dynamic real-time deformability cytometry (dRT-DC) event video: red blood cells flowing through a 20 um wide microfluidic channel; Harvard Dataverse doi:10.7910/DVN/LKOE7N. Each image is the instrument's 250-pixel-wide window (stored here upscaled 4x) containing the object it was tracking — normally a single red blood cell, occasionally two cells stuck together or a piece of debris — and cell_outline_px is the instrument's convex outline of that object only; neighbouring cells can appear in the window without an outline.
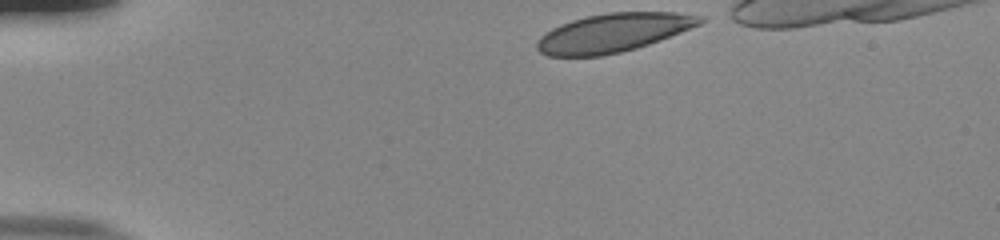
{"species": "human", "species_latin": "Homo sapiens", "temperature_condition": "room temperature", "stored_images_in_passage": 36, "camera_frame_rate_fps": 3000, "um_per_image_px": 0.085, "donor": {"sex": "male"}, "frame": {"image": 1, "passage_image": 1, "time_ms": 0.0, "image_size_px": [1000, 240], "cell_outline_px": [[708, 20], [700, 24], [660, 40], [636, 48], [620, 52], [600, 56], [548, 56], [540, 52], [536, 48], [536, 44], [540, 36], [552, 28], [560, 24], [572, 20], [588, 16], [608, 12], [676, 12], [704, 16]], "centroid_in_image_um": [52.13, 2.78], "position_along_channel_um": 32.9, "area_um2": 36.65}}
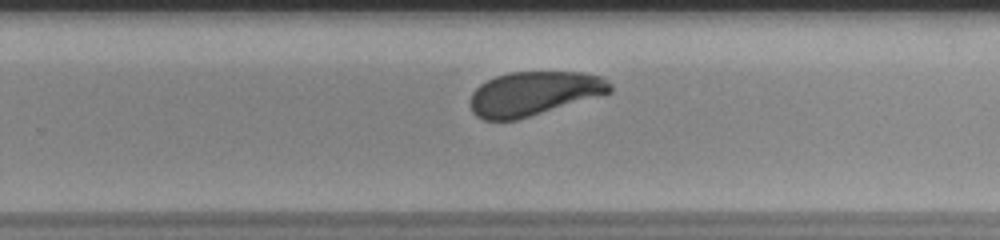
{"frame": {"image": 2, "passage_image": 26, "time_ms": 8.333, "image_size_px": [1000, 240], "cell_outline_px": [[612, 92], [516, 120], [484, 120], [476, 116], [472, 112], [472, 92], [480, 84], [496, 76], [508, 72], [584, 72], [600, 76], [612, 84]], "centroid_in_image_um": [45.38, 7.94], "position_along_channel_um": 284.4, "area_um2": 35.6}}
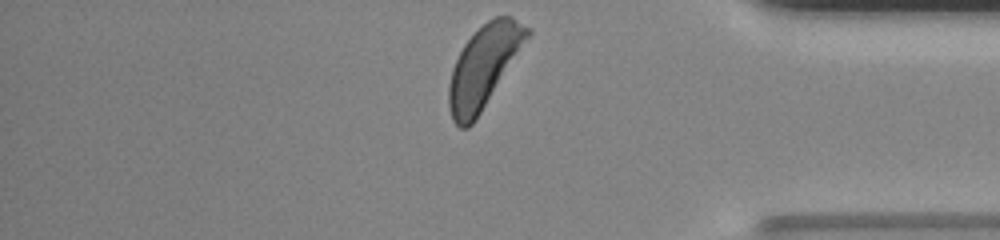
{"frame": {"image": 3, "passage_image": 36, "time_ms": 11.667, "image_size_px": [1000, 240], "cell_outline_px": [[532, 32], [476, 120], [468, 128], [460, 128], [452, 120], [448, 104], [448, 84], [452, 68], [464, 44], [488, 20], [496, 16], [512, 16], [528, 28]], "centroid_in_image_um": [41.1, 5.68], "position_along_channel_um": 394.1, "area_um2": 36.82}, "authors_computed_cell_mechanics": {"area_um2": 37.3388, "velocity_mm_per_s": 3.8093, "shape_relaxation_time_tau1_ms": 4.5723, "shape_relaxation_time_tau2_ms": null, "deformation_change_tau1": 0.1418, "deformation_change_tau2": null}}